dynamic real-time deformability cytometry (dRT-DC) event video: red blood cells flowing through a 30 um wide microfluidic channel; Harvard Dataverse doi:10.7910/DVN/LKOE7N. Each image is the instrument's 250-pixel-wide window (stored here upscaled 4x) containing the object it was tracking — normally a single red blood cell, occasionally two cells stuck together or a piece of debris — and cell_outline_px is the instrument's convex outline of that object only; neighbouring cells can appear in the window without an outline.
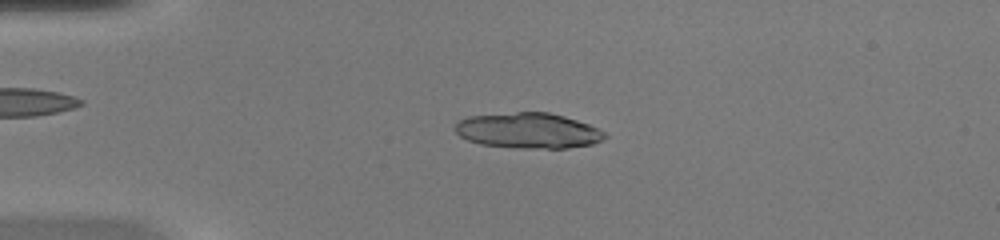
{"species": "common noctule bat (a hibernating species)", "species_latin": "Nyctalus noctula", "temperature_condition": "warm", "stored_images_in_passage": 49, "camera_frame_rate_fps": 3000, "um_per_image_px": 0.085, "animal": {"sex": "female", "body_mass_g": 20.0, "forearm_length_mm": 54.0}, "frame": {"image": 1, "passage_image": 12, "time_ms": 3.667, "image_size_px": [1000, 240], "cell_outline_px": [[608, 136], [592, 144], [568, 148], [512, 148], [480, 144], [468, 140], [460, 136], [452, 128], [460, 120], [468, 116], [516, 112], [548, 112], [564, 116], [588, 124], [604, 132]], "centroid_in_image_um": [44.86, 11.1], "position_along_channel_um": 40.1, "area_um2": 30.98}}